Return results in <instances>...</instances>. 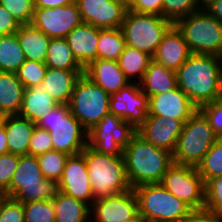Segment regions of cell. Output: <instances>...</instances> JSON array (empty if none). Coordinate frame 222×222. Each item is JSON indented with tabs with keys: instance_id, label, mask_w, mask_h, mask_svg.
Wrapping results in <instances>:
<instances>
[{
	"instance_id": "1",
	"label": "cell",
	"mask_w": 222,
	"mask_h": 222,
	"mask_svg": "<svg viewBox=\"0 0 222 222\" xmlns=\"http://www.w3.org/2000/svg\"><path fill=\"white\" fill-rule=\"evenodd\" d=\"M175 72L177 86L198 109L222 98V57L191 54Z\"/></svg>"
},
{
	"instance_id": "2",
	"label": "cell",
	"mask_w": 222,
	"mask_h": 222,
	"mask_svg": "<svg viewBox=\"0 0 222 222\" xmlns=\"http://www.w3.org/2000/svg\"><path fill=\"white\" fill-rule=\"evenodd\" d=\"M126 174L133 188L161 183L173 164V154L149 143L138 132L123 149Z\"/></svg>"
},
{
	"instance_id": "3",
	"label": "cell",
	"mask_w": 222,
	"mask_h": 222,
	"mask_svg": "<svg viewBox=\"0 0 222 222\" xmlns=\"http://www.w3.org/2000/svg\"><path fill=\"white\" fill-rule=\"evenodd\" d=\"M82 153L87 165L94 200L132 189L123 156L102 154L88 145Z\"/></svg>"
},
{
	"instance_id": "4",
	"label": "cell",
	"mask_w": 222,
	"mask_h": 222,
	"mask_svg": "<svg viewBox=\"0 0 222 222\" xmlns=\"http://www.w3.org/2000/svg\"><path fill=\"white\" fill-rule=\"evenodd\" d=\"M58 192V183L43 176L37 156L19 155V162L13 174L6 197L19 202L53 200Z\"/></svg>"
},
{
	"instance_id": "5",
	"label": "cell",
	"mask_w": 222,
	"mask_h": 222,
	"mask_svg": "<svg viewBox=\"0 0 222 222\" xmlns=\"http://www.w3.org/2000/svg\"><path fill=\"white\" fill-rule=\"evenodd\" d=\"M133 191L138 202V214L146 222H178L192 211L161 183L136 186Z\"/></svg>"
},
{
	"instance_id": "6",
	"label": "cell",
	"mask_w": 222,
	"mask_h": 222,
	"mask_svg": "<svg viewBox=\"0 0 222 222\" xmlns=\"http://www.w3.org/2000/svg\"><path fill=\"white\" fill-rule=\"evenodd\" d=\"M36 125L49 131L55 151L75 155L87 146L88 131L70 112L69 105L58 104Z\"/></svg>"
},
{
	"instance_id": "7",
	"label": "cell",
	"mask_w": 222,
	"mask_h": 222,
	"mask_svg": "<svg viewBox=\"0 0 222 222\" xmlns=\"http://www.w3.org/2000/svg\"><path fill=\"white\" fill-rule=\"evenodd\" d=\"M173 25L182 34L191 54L222 57V23L206 10H197Z\"/></svg>"
},
{
	"instance_id": "8",
	"label": "cell",
	"mask_w": 222,
	"mask_h": 222,
	"mask_svg": "<svg viewBox=\"0 0 222 222\" xmlns=\"http://www.w3.org/2000/svg\"><path fill=\"white\" fill-rule=\"evenodd\" d=\"M217 139L208 119L197 109L183 124L173 152V163L197 167Z\"/></svg>"
},
{
	"instance_id": "9",
	"label": "cell",
	"mask_w": 222,
	"mask_h": 222,
	"mask_svg": "<svg viewBox=\"0 0 222 222\" xmlns=\"http://www.w3.org/2000/svg\"><path fill=\"white\" fill-rule=\"evenodd\" d=\"M173 26L170 20L128 9L121 25L126 45L154 56L164 35Z\"/></svg>"
},
{
	"instance_id": "10",
	"label": "cell",
	"mask_w": 222,
	"mask_h": 222,
	"mask_svg": "<svg viewBox=\"0 0 222 222\" xmlns=\"http://www.w3.org/2000/svg\"><path fill=\"white\" fill-rule=\"evenodd\" d=\"M109 103L110 95L82 74L75 83L68 105L70 112L89 131L110 112Z\"/></svg>"
},
{
	"instance_id": "11",
	"label": "cell",
	"mask_w": 222,
	"mask_h": 222,
	"mask_svg": "<svg viewBox=\"0 0 222 222\" xmlns=\"http://www.w3.org/2000/svg\"><path fill=\"white\" fill-rule=\"evenodd\" d=\"M136 133L132 124L109 112L88 131L87 145L102 154L123 156V149Z\"/></svg>"
},
{
	"instance_id": "12",
	"label": "cell",
	"mask_w": 222,
	"mask_h": 222,
	"mask_svg": "<svg viewBox=\"0 0 222 222\" xmlns=\"http://www.w3.org/2000/svg\"><path fill=\"white\" fill-rule=\"evenodd\" d=\"M161 184L192 210L204 208L205 183L197 167L173 163L168 168Z\"/></svg>"
},
{
	"instance_id": "13",
	"label": "cell",
	"mask_w": 222,
	"mask_h": 222,
	"mask_svg": "<svg viewBox=\"0 0 222 222\" xmlns=\"http://www.w3.org/2000/svg\"><path fill=\"white\" fill-rule=\"evenodd\" d=\"M82 22L78 5L74 2L53 9H34L31 24L52 39L65 38Z\"/></svg>"
},
{
	"instance_id": "14",
	"label": "cell",
	"mask_w": 222,
	"mask_h": 222,
	"mask_svg": "<svg viewBox=\"0 0 222 222\" xmlns=\"http://www.w3.org/2000/svg\"><path fill=\"white\" fill-rule=\"evenodd\" d=\"M134 82L136 80L110 96L109 108L110 113L138 129L147 119L149 96L141 90L139 83Z\"/></svg>"
},
{
	"instance_id": "15",
	"label": "cell",
	"mask_w": 222,
	"mask_h": 222,
	"mask_svg": "<svg viewBox=\"0 0 222 222\" xmlns=\"http://www.w3.org/2000/svg\"><path fill=\"white\" fill-rule=\"evenodd\" d=\"M58 191L81 200L89 206L93 204L94 194L82 152L69 155L60 181L58 182Z\"/></svg>"
},
{
	"instance_id": "16",
	"label": "cell",
	"mask_w": 222,
	"mask_h": 222,
	"mask_svg": "<svg viewBox=\"0 0 222 222\" xmlns=\"http://www.w3.org/2000/svg\"><path fill=\"white\" fill-rule=\"evenodd\" d=\"M138 215V202L133 189L94 200L90 206L92 222H122ZM94 220V221H93Z\"/></svg>"
},
{
	"instance_id": "17",
	"label": "cell",
	"mask_w": 222,
	"mask_h": 222,
	"mask_svg": "<svg viewBox=\"0 0 222 222\" xmlns=\"http://www.w3.org/2000/svg\"><path fill=\"white\" fill-rule=\"evenodd\" d=\"M81 19L98 29L121 28L128 8L119 0H75Z\"/></svg>"
},
{
	"instance_id": "18",
	"label": "cell",
	"mask_w": 222,
	"mask_h": 222,
	"mask_svg": "<svg viewBox=\"0 0 222 222\" xmlns=\"http://www.w3.org/2000/svg\"><path fill=\"white\" fill-rule=\"evenodd\" d=\"M183 124L181 120L171 117L147 115V119L137 129V132L155 147L173 154Z\"/></svg>"
},
{
	"instance_id": "19",
	"label": "cell",
	"mask_w": 222,
	"mask_h": 222,
	"mask_svg": "<svg viewBox=\"0 0 222 222\" xmlns=\"http://www.w3.org/2000/svg\"><path fill=\"white\" fill-rule=\"evenodd\" d=\"M197 109L178 86L149 97L148 115L171 117L185 123Z\"/></svg>"
},
{
	"instance_id": "20",
	"label": "cell",
	"mask_w": 222,
	"mask_h": 222,
	"mask_svg": "<svg viewBox=\"0 0 222 222\" xmlns=\"http://www.w3.org/2000/svg\"><path fill=\"white\" fill-rule=\"evenodd\" d=\"M84 74L110 96L131 83L119 67L118 61L96 59L84 70Z\"/></svg>"
},
{
	"instance_id": "21",
	"label": "cell",
	"mask_w": 222,
	"mask_h": 222,
	"mask_svg": "<svg viewBox=\"0 0 222 222\" xmlns=\"http://www.w3.org/2000/svg\"><path fill=\"white\" fill-rule=\"evenodd\" d=\"M65 39L76 60L86 68L97 59L99 29L89 23L82 22L75 27Z\"/></svg>"
},
{
	"instance_id": "22",
	"label": "cell",
	"mask_w": 222,
	"mask_h": 222,
	"mask_svg": "<svg viewBox=\"0 0 222 222\" xmlns=\"http://www.w3.org/2000/svg\"><path fill=\"white\" fill-rule=\"evenodd\" d=\"M190 55L191 52L182 34L173 25L164 35L152 58L156 63L176 71Z\"/></svg>"
},
{
	"instance_id": "23",
	"label": "cell",
	"mask_w": 222,
	"mask_h": 222,
	"mask_svg": "<svg viewBox=\"0 0 222 222\" xmlns=\"http://www.w3.org/2000/svg\"><path fill=\"white\" fill-rule=\"evenodd\" d=\"M84 71H67L47 67L40 84L58 104L68 105L78 78Z\"/></svg>"
},
{
	"instance_id": "24",
	"label": "cell",
	"mask_w": 222,
	"mask_h": 222,
	"mask_svg": "<svg viewBox=\"0 0 222 222\" xmlns=\"http://www.w3.org/2000/svg\"><path fill=\"white\" fill-rule=\"evenodd\" d=\"M3 124L7 135L8 153L27 155L36 124L19 115H6Z\"/></svg>"
},
{
	"instance_id": "25",
	"label": "cell",
	"mask_w": 222,
	"mask_h": 222,
	"mask_svg": "<svg viewBox=\"0 0 222 222\" xmlns=\"http://www.w3.org/2000/svg\"><path fill=\"white\" fill-rule=\"evenodd\" d=\"M57 105L58 103L40 85L25 88L18 115L36 124Z\"/></svg>"
},
{
	"instance_id": "26",
	"label": "cell",
	"mask_w": 222,
	"mask_h": 222,
	"mask_svg": "<svg viewBox=\"0 0 222 222\" xmlns=\"http://www.w3.org/2000/svg\"><path fill=\"white\" fill-rule=\"evenodd\" d=\"M139 85L149 97L170 91L177 86L176 72L152 60Z\"/></svg>"
},
{
	"instance_id": "27",
	"label": "cell",
	"mask_w": 222,
	"mask_h": 222,
	"mask_svg": "<svg viewBox=\"0 0 222 222\" xmlns=\"http://www.w3.org/2000/svg\"><path fill=\"white\" fill-rule=\"evenodd\" d=\"M16 34L26 60L45 63L50 38L32 24L20 25Z\"/></svg>"
},
{
	"instance_id": "28",
	"label": "cell",
	"mask_w": 222,
	"mask_h": 222,
	"mask_svg": "<svg viewBox=\"0 0 222 222\" xmlns=\"http://www.w3.org/2000/svg\"><path fill=\"white\" fill-rule=\"evenodd\" d=\"M25 87L16 73L0 72V113L18 115Z\"/></svg>"
},
{
	"instance_id": "29",
	"label": "cell",
	"mask_w": 222,
	"mask_h": 222,
	"mask_svg": "<svg viewBox=\"0 0 222 222\" xmlns=\"http://www.w3.org/2000/svg\"><path fill=\"white\" fill-rule=\"evenodd\" d=\"M55 222H90V206L60 191L53 199Z\"/></svg>"
},
{
	"instance_id": "30",
	"label": "cell",
	"mask_w": 222,
	"mask_h": 222,
	"mask_svg": "<svg viewBox=\"0 0 222 222\" xmlns=\"http://www.w3.org/2000/svg\"><path fill=\"white\" fill-rule=\"evenodd\" d=\"M47 67L67 71H84L85 68L76 60L65 38L50 39L45 60Z\"/></svg>"
},
{
	"instance_id": "31",
	"label": "cell",
	"mask_w": 222,
	"mask_h": 222,
	"mask_svg": "<svg viewBox=\"0 0 222 222\" xmlns=\"http://www.w3.org/2000/svg\"><path fill=\"white\" fill-rule=\"evenodd\" d=\"M25 61L17 34L0 36V72L16 73Z\"/></svg>"
},
{
	"instance_id": "32",
	"label": "cell",
	"mask_w": 222,
	"mask_h": 222,
	"mask_svg": "<svg viewBox=\"0 0 222 222\" xmlns=\"http://www.w3.org/2000/svg\"><path fill=\"white\" fill-rule=\"evenodd\" d=\"M152 60L153 58L149 54L126 45L119 56L118 64L129 81L131 78L133 80V77L135 79L137 77L140 83Z\"/></svg>"
},
{
	"instance_id": "33",
	"label": "cell",
	"mask_w": 222,
	"mask_h": 222,
	"mask_svg": "<svg viewBox=\"0 0 222 222\" xmlns=\"http://www.w3.org/2000/svg\"><path fill=\"white\" fill-rule=\"evenodd\" d=\"M125 46L126 42L120 28L99 29L97 59L118 61Z\"/></svg>"
},
{
	"instance_id": "34",
	"label": "cell",
	"mask_w": 222,
	"mask_h": 222,
	"mask_svg": "<svg viewBox=\"0 0 222 222\" xmlns=\"http://www.w3.org/2000/svg\"><path fill=\"white\" fill-rule=\"evenodd\" d=\"M204 183L222 174V138H218L197 166Z\"/></svg>"
},
{
	"instance_id": "35",
	"label": "cell",
	"mask_w": 222,
	"mask_h": 222,
	"mask_svg": "<svg viewBox=\"0 0 222 222\" xmlns=\"http://www.w3.org/2000/svg\"><path fill=\"white\" fill-rule=\"evenodd\" d=\"M68 157V154L55 150L38 155L37 160L43 176L58 183Z\"/></svg>"
},
{
	"instance_id": "36",
	"label": "cell",
	"mask_w": 222,
	"mask_h": 222,
	"mask_svg": "<svg viewBox=\"0 0 222 222\" xmlns=\"http://www.w3.org/2000/svg\"><path fill=\"white\" fill-rule=\"evenodd\" d=\"M24 222H55L53 200L23 203Z\"/></svg>"
},
{
	"instance_id": "37",
	"label": "cell",
	"mask_w": 222,
	"mask_h": 222,
	"mask_svg": "<svg viewBox=\"0 0 222 222\" xmlns=\"http://www.w3.org/2000/svg\"><path fill=\"white\" fill-rule=\"evenodd\" d=\"M46 70L45 63L26 60L16 72V75L25 88H30L39 86L43 82Z\"/></svg>"
},
{
	"instance_id": "38",
	"label": "cell",
	"mask_w": 222,
	"mask_h": 222,
	"mask_svg": "<svg viewBox=\"0 0 222 222\" xmlns=\"http://www.w3.org/2000/svg\"><path fill=\"white\" fill-rule=\"evenodd\" d=\"M197 10L195 0H163L162 17L174 24L177 20Z\"/></svg>"
},
{
	"instance_id": "39",
	"label": "cell",
	"mask_w": 222,
	"mask_h": 222,
	"mask_svg": "<svg viewBox=\"0 0 222 222\" xmlns=\"http://www.w3.org/2000/svg\"><path fill=\"white\" fill-rule=\"evenodd\" d=\"M2 5L20 24H31L35 0H0Z\"/></svg>"
},
{
	"instance_id": "40",
	"label": "cell",
	"mask_w": 222,
	"mask_h": 222,
	"mask_svg": "<svg viewBox=\"0 0 222 222\" xmlns=\"http://www.w3.org/2000/svg\"><path fill=\"white\" fill-rule=\"evenodd\" d=\"M204 208L222 214V174L205 183Z\"/></svg>"
},
{
	"instance_id": "41",
	"label": "cell",
	"mask_w": 222,
	"mask_h": 222,
	"mask_svg": "<svg viewBox=\"0 0 222 222\" xmlns=\"http://www.w3.org/2000/svg\"><path fill=\"white\" fill-rule=\"evenodd\" d=\"M50 150H53V144L49 131L36 125L30 139L28 154L38 156Z\"/></svg>"
},
{
	"instance_id": "42",
	"label": "cell",
	"mask_w": 222,
	"mask_h": 222,
	"mask_svg": "<svg viewBox=\"0 0 222 222\" xmlns=\"http://www.w3.org/2000/svg\"><path fill=\"white\" fill-rule=\"evenodd\" d=\"M19 162V155L6 153L0 155V191L5 192L11 183Z\"/></svg>"
},
{
	"instance_id": "43",
	"label": "cell",
	"mask_w": 222,
	"mask_h": 222,
	"mask_svg": "<svg viewBox=\"0 0 222 222\" xmlns=\"http://www.w3.org/2000/svg\"><path fill=\"white\" fill-rule=\"evenodd\" d=\"M199 110L208 119L218 138H222V98L202 105Z\"/></svg>"
},
{
	"instance_id": "44",
	"label": "cell",
	"mask_w": 222,
	"mask_h": 222,
	"mask_svg": "<svg viewBox=\"0 0 222 222\" xmlns=\"http://www.w3.org/2000/svg\"><path fill=\"white\" fill-rule=\"evenodd\" d=\"M0 222H24L23 203L5 197L0 204Z\"/></svg>"
},
{
	"instance_id": "45",
	"label": "cell",
	"mask_w": 222,
	"mask_h": 222,
	"mask_svg": "<svg viewBox=\"0 0 222 222\" xmlns=\"http://www.w3.org/2000/svg\"><path fill=\"white\" fill-rule=\"evenodd\" d=\"M163 0H137L129 9L140 14H154L162 16Z\"/></svg>"
},
{
	"instance_id": "46",
	"label": "cell",
	"mask_w": 222,
	"mask_h": 222,
	"mask_svg": "<svg viewBox=\"0 0 222 222\" xmlns=\"http://www.w3.org/2000/svg\"><path fill=\"white\" fill-rule=\"evenodd\" d=\"M19 28L16 19L0 5V36L15 34Z\"/></svg>"
},
{
	"instance_id": "47",
	"label": "cell",
	"mask_w": 222,
	"mask_h": 222,
	"mask_svg": "<svg viewBox=\"0 0 222 222\" xmlns=\"http://www.w3.org/2000/svg\"><path fill=\"white\" fill-rule=\"evenodd\" d=\"M185 222H222V214L205 208L192 210Z\"/></svg>"
},
{
	"instance_id": "48",
	"label": "cell",
	"mask_w": 222,
	"mask_h": 222,
	"mask_svg": "<svg viewBox=\"0 0 222 222\" xmlns=\"http://www.w3.org/2000/svg\"><path fill=\"white\" fill-rule=\"evenodd\" d=\"M75 0H35V9L67 6L74 3Z\"/></svg>"
},
{
	"instance_id": "49",
	"label": "cell",
	"mask_w": 222,
	"mask_h": 222,
	"mask_svg": "<svg viewBox=\"0 0 222 222\" xmlns=\"http://www.w3.org/2000/svg\"><path fill=\"white\" fill-rule=\"evenodd\" d=\"M206 11L211 14L214 18H216L220 23H222V0H218Z\"/></svg>"
},
{
	"instance_id": "50",
	"label": "cell",
	"mask_w": 222,
	"mask_h": 222,
	"mask_svg": "<svg viewBox=\"0 0 222 222\" xmlns=\"http://www.w3.org/2000/svg\"><path fill=\"white\" fill-rule=\"evenodd\" d=\"M8 153L7 135L4 124L0 126V155Z\"/></svg>"
},
{
	"instance_id": "51",
	"label": "cell",
	"mask_w": 222,
	"mask_h": 222,
	"mask_svg": "<svg viewBox=\"0 0 222 222\" xmlns=\"http://www.w3.org/2000/svg\"><path fill=\"white\" fill-rule=\"evenodd\" d=\"M198 10H207L218 0H195ZM202 4V5H201Z\"/></svg>"
},
{
	"instance_id": "52",
	"label": "cell",
	"mask_w": 222,
	"mask_h": 222,
	"mask_svg": "<svg viewBox=\"0 0 222 222\" xmlns=\"http://www.w3.org/2000/svg\"><path fill=\"white\" fill-rule=\"evenodd\" d=\"M121 3H123L128 9H130L137 0H119Z\"/></svg>"
},
{
	"instance_id": "53",
	"label": "cell",
	"mask_w": 222,
	"mask_h": 222,
	"mask_svg": "<svg viewBox=\"0 0 222 222\" xmlns=\"http://www.w3.org/2000/svg\"><path fill=\"white\" fill-rule=\"evenodd\" d=\"M122 222H146V221L138 214L134 219Z\"/></svg>"
},
{
	"instance_id": "54",
	"label": "cell",
	"mask_w": 222,
	"mask_h": 222,
	"mask_svg": "<svg viewBox=\"0 0 222 222\" xmlns=\"http://www.w3.org/2000/svg\"><path fill=\"white\" fill-rule=\"evenodd\" d=\"M5 197H6L5 193L0 191V204L2 203V201Z\"/></svg>"
},
{
	"instance_id": "55",
	"label": "cell",
	"mask_w": 222,
	"mask_h": 222,
	"mask_svg": "<svg viewBox=\"0 0 222 222\" xmlns=\"http://www.w3.org/2000/svg\"><path fill=\"white\" fill-rule=\"evenodd\" d=\"M5 115L3 113H0V126L3 124Z\"/></svg>"
}]
</instances>
